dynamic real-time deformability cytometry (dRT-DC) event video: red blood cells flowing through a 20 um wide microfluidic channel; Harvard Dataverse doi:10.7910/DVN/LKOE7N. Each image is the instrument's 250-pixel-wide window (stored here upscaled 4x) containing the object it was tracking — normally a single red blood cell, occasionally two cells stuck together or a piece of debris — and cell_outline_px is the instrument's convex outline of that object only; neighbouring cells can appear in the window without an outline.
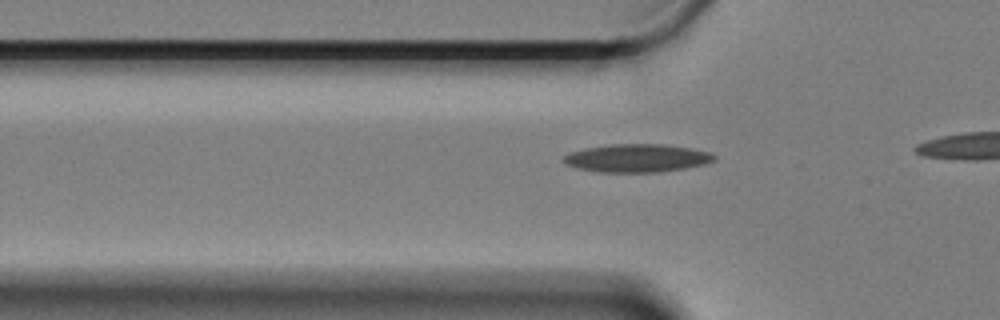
{"species": "Egyptian fruit bat (a non-hibernating species)", "species_latin": "Rousettus aegyptiacus", "temperature_condition": "cold", "stored_images_in_passage": 14, "camera_frame_rate_fps": 3000, "um_per_image_px": 0.085, "animal": {"sex": "female"}, "frame": {"image": 1, "passage_image": 7, "time_ms": 2.0, "image_size_px": [1000, 320], "cell_outline_px": [[716, 160], [704, 164], [684, 168], [660, 172], [600, 172], [576, 168], [564, 164], [560, 160], [568, 152], [584, 148], [608, 144], [664, 144], [692, 148], [708, 152], [716, 156]], "centroid_in_image_um": [54.09, 13.43], "position_along_channel_um": 71.7, "area_um2": 24.91}}
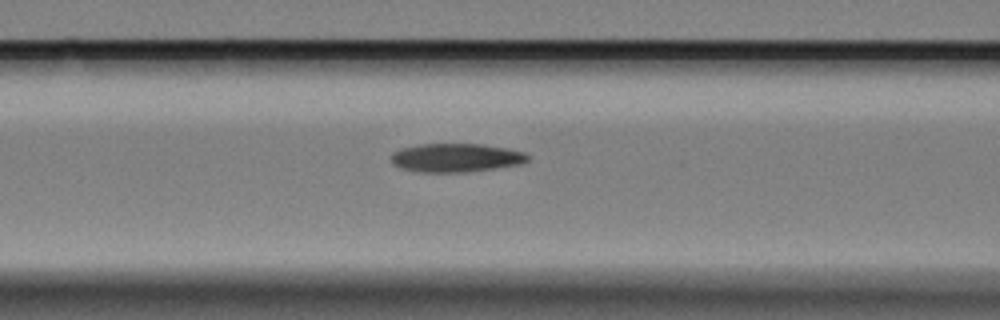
{"frame": {"image": 2, "passage_image": 12, "time_ms": 3.667, "image_size_px": [1000, 320], "cell_outline_px": [[528, 160], [520, 164], [468, 172], [420, 172], [400, 168], [392, 160], [392, 152], [404, 148], [420, 144], [484, 144], [524, 152], [528, 156]], "centroid_in_image_um": [38.76, 13.41], "position_along_channel_um": 127.8, "area_um2": 22.48}}